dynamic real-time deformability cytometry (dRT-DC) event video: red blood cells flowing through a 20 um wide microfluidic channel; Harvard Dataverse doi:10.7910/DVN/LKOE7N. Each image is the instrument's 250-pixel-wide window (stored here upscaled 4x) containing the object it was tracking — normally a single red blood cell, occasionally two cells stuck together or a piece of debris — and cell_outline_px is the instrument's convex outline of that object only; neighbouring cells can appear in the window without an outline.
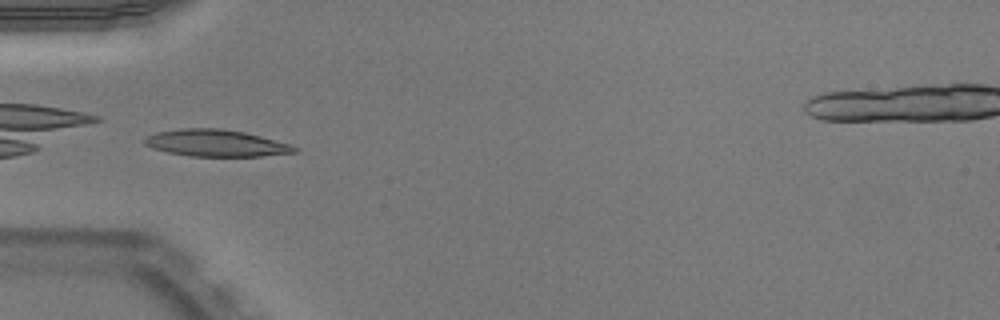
{"species": "Egyptian fruit bat (a non-hibernating species)", "species_latin": "Rousettus aegyptiacus", "temperature_condition": "warm", "stored_images_in_passage": 34, "camera_frame_rate_fps": 3000, "um_per_image_px": 0.085, "animal": {"sex": "male"}, "frame": {"image": 1, "passage_image": 1, "time_ms": 0.0, "image_size_px": [1000, 320], "cell_outline_px": [[296, 152], [264, 156], [188, 156], [168, 152], [152, 148], [144, 144], [144, 140], [148, 136], [156, 132], [180, 128], [220, 128], [244, 132], [292, 144], [296, 148]], "centroid_in_image_um": [18.35, 12.16], "position_along_channel_um": 66.6, "area_um2": 23.41}}
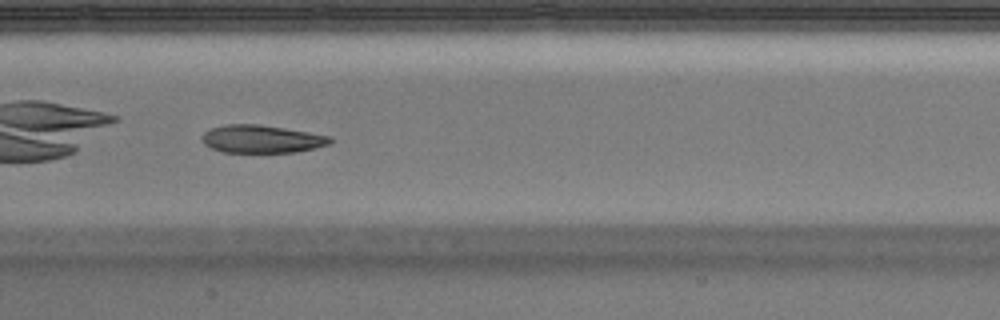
{"frame": {"image": 2, "passage_image": 10, "time_ms": 3.0, "image_size_px": [1000, 320], "cell_outline_px": [[332, 140], [328, 144], [296, 152], [220, 152], [204, 144], [200, 136], [204, 132], [212, 128], [224, 124], [260, 124], [332, 136]], "centroid_in_image_um": [22.2, 11.81], "position_along_channel_um": 185.2, "area_um2": 20.75}, "authors_computed_cell_mechanics": {"area_um2": 22.5709, "velocity_mm_per_s": 3.9491, "shape_relaxation_time_tau1_ms": 11.3515, "shape_relaxation_time_tau2_ms": 4.4064, "deformation_change_tau1": 0.2526, "deformation_change_tau2": 0.1039}}